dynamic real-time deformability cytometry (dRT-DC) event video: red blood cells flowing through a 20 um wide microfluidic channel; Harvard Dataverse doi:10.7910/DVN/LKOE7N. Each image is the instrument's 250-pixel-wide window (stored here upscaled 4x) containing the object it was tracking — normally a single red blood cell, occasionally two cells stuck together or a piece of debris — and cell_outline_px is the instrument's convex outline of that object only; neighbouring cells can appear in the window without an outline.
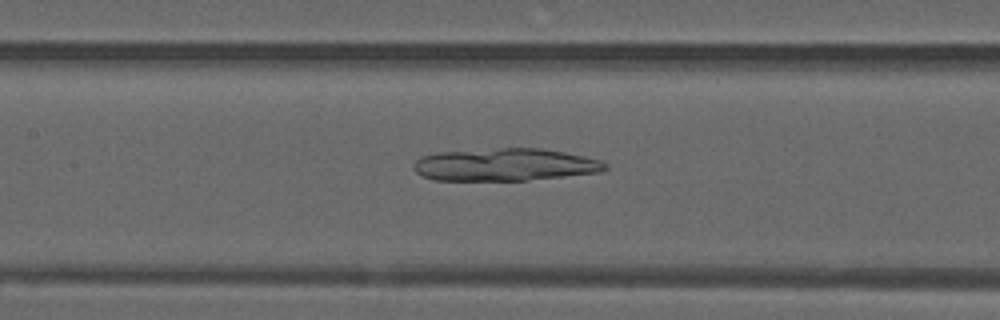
{"species": "common noctule bat (a hibernating species)", "species_latin": "Nyctalus noctula", "temperature_condition": "warm", "stored_images_in_passage": 41, "camera_frame_rate_fps": 3000, "um_per_image_px": 0.085, "animal": {"sex": "male", "forearm_length_mm": 52.5}, "frame": {"image": 1, "passage_image": 14, "time_ms": 4.333, "image_size_px": [1000, 320], "cell_outline_px": [[608, 168], [600, 172], [528, 180], [432, 180], [420, 176], [412, 168], [412, 164], [420, 156], [440, 152], [504, 148], [544, 148], [584, 156], [600, 160], [608, 164]], "centroid_in_image_um": [42.9, 14.0], "position_along_channel_um": 164.5, "area_um2": 36.41}}
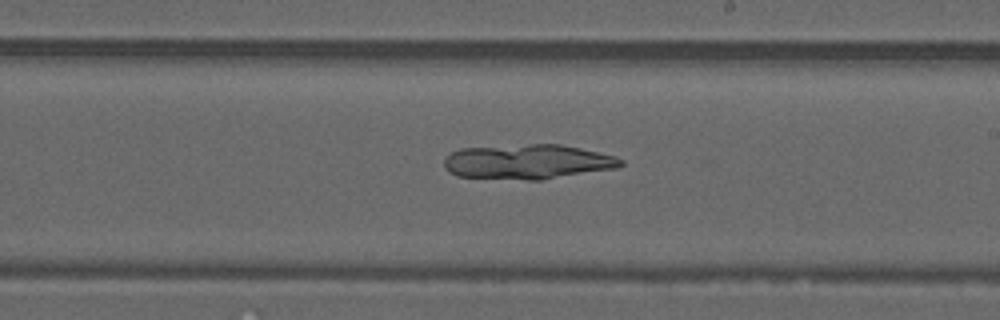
{"frame": {"image": 2, "passage_image": 20, "time_ms": 6.333, "image_size_px": [1000, 320], "cell_outline_px": [[624, 164], [616, 168], [540, 180], [528, 180], [456, 176], [448, 172], [444, 168], [444, 160], [452, 152], [460, 148], [532, 144], [560, 144], [580, 148], [616, 156], [624, 160]], "centroid_in_image_um": [44.85, 13.75], "position_along_channel_um": 244.2, "area_um2": 35.78}}
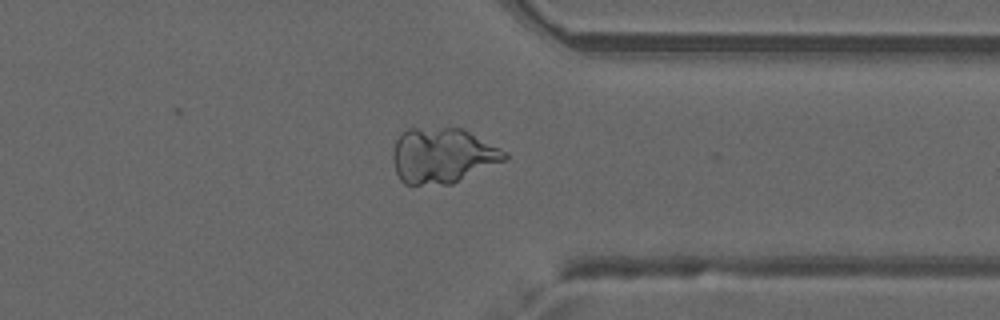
{"frame": {"image": 3, "passage_image": 30, "time_ms": 9.667, "image_size_px": [1000, 320], "cell_outline_px": [[508, 160], [452, 184], [404, 184], [400, 180], [396, 172], [392, 160], [392, 152], [396, 140], [400, 132], [408, 128], [464, 128], [508, 152]], "centroid_in_image_um": [37.63, 13.22], "position_along_channel_um": 373.8, "area_um2": 36.59}}